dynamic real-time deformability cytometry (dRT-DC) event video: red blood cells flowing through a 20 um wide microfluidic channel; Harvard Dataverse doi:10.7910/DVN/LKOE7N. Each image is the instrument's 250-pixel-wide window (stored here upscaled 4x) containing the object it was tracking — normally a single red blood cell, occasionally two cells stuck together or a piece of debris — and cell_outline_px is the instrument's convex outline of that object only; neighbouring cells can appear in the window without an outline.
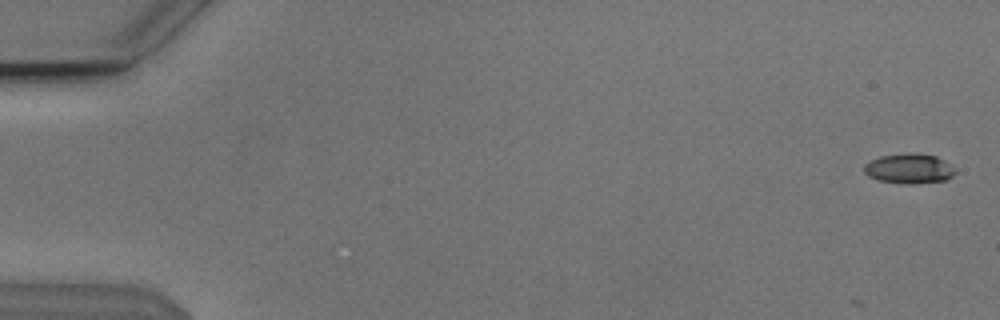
{"species": "Egyptian fruit bat (a non-hibernating species)", "species_latin": "Rousettus aegyptiacus", "temperature_condition": "cold", "stored_images_in_passage": 5, "camera_frame_rate_fps": 3000, "um_per_image_px": 0.085, "animal": {"sex": "male"}, "frame": {"image": 1, "passage_image": 1, "time_ms": 0.0, "image_size_px": [1000, 320], "cell_outline_px": [[956, 172], [952, 176], [944, 180], [912, 184], [904, 184], [876, 180], [868, 176], [864, 172], [864, 164], [868, 160], [880, 156], [908, 152], [916, 152], [936, 156], [944, 160]], "centroid_in_image_um": [77.21, 14.32], "position_along_channel_um": 7.8, "area_um2": 16.07}}